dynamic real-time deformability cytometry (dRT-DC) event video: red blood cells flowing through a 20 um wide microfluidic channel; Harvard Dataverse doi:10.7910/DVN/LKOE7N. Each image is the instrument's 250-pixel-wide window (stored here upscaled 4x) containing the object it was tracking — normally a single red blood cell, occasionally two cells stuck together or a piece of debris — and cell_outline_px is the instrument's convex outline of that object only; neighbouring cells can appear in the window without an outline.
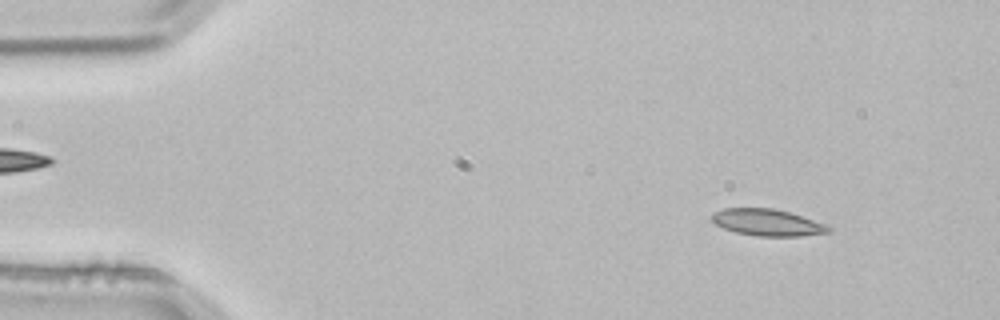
{"species": "common noctule bat (a hibernating species)", "species_latin": "Nyctalus noctula", "temperature_condition": "room temperature", "stored_images_in_passage": 3, "segment_of_instrument_passage": [2, 2], "camera_frame_rate_fps": 3000, "um_per_image_px": 0.085, "animal": {"sex": "male", "body_mass_g": 21.5, "forearm_length_mm": 52.0}, "frame": {"image": 1, "passage_image": 3, "time_ms": 0.667, "image_size_px": [1000, 320], "cell_outline_px": [[832, 228], [828, 232], [800, 236], [756, 236], [736, 232], [724, 228], [716, 224], [712, 220], [712, 212], [724, 208], [772, 208], [788, 212], [828, 224]], "centroid_in_image_um": [65.23, 18.91], "position_along_channel_um": 19.8, "area_um2": 18.09}}